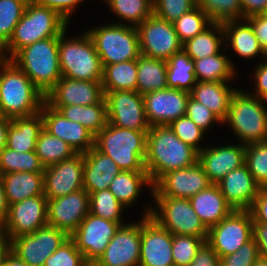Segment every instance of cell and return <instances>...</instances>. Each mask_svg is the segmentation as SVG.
<instances>
[{
    "label": "cell",
    "instance_id": "1",
    "mask_svg": "<svg viewBox=\"0 0 267 266\" xmlns=\"http://www.w3.org/2000/svg\"><path fill=\"white\" fill-rule=\"evenodd\" d=\"M198 152L181 141L169 125H153L147 132L145 169L154 185L164 174L192 166Z\"/></svg>",
    "mask_w": 267,
    "mask_h": 266
},
{
    "label": "cell",
    "instance_id": "2",
    "mask_svg": "<svg viewBox=\"0 0 267 266\" xmlns=\"http://www.w3.org/2000/svg\"><path fill=\"white\" fill-rule=\"evenodd\" d=\"M0 113L4 118L28 117L40 112L45 96L10 59H0Z\"/></svg>",
    "mask_w": 267,
    "mask_h": 266
},
{
    "label": "cell",
    "instance_id": "3",
    "mask_svg": "<svg viewBox=\"0 0 267 266\" xmlns=\"http://www.w3.org/2000/svg\"><path fill=\"white\" fill-rule=\"evenodd\" d=\"M68 23L56 10L29 0L11 39L0 50L1 58L11 59L27 45L50 37H59L67 29Z\"/></svg>",
    "mask_w": 267,
    "mask_h": 266
},
{
    "label": "cell",
    "instance_id": "4",
    "mask_svg": "<svg viewBox=\"0 0 267 266\" xmlns=\"http://www.w3.org/2000/svg\"><path fill=\"white\" fill-rule=\"evenodd\" d=\"M59 37L36 41L20 49L13 61L46 96L62 77L58 55Z\"/></svg>",
    "mask_w": 267,
    "mask_h": 266
},
{
    "label": "cell",
    "instance_id": "5",
    "mask_svg": "<svg viewBox=\"0 0 267 266\" xmlns=\"http://www.w3.org/2000/svg\"><path fill=\"white\" fill-rule=\"evenodd\" d=\"M147 132L107 125L95 136L94 146L122 171H146Z\"/></svg>",
    "mask_w": 267,
    "mask_h": 266
},
{
    "label": "cell",
    "instance_id": "6",
    "mask_svg": "<svg viewBox=\"0 0 267 266\" xmlns=\"http://www.w3.org/2000/svg\"><path fill=\"white\" fill-rule=\"evenodd\" d=\"M265 101L237 89L231 97L223 124H229L240 143L248 145L267 141V106Z\"/></svg>",
    "mask_w": 267,
    "mask_h": 266
},
{
    "label": "cell",
    "instance_id": "7",
    "mask_svg": "<svg viewBox=\"0 0 267 266\" xmlns=\"http://www.w3.org/2000/svg\"><path fill=\"white\" fill-rule=\"evenodd\" d=\"M66 30L59 36L58 55L62 76L85 81H102L103 66L94 43L85 31L81 36L66 39Z\"/></svg>",
    "mask_w": 267,
    "mask_h": 266
},
{
    "label": "cell",
    "instance_id": "8",
    "mask_svg": "<svg viewBox=\"0 0 267 266\" xmlns=\"http://www.w3.org/2000/svg\"><path fill=\"white\" fill-rule=\"evenodd\" d=\"M86 32L94 43L103 67L137 60L141 55L137 29L127 23H111Z\"/></svg>",
    "mask_w": 267,
    "mask_h": 266
},
{
    "label": "cell",
    "instance_id": "9",
    "mask_svg": "<svg viewBox=\"0 0 267 266\" xmlns=\"http://www.w3.org/2000/svg\"><path fill=\"white\" fill-rule=\"evenodd\" d=\"M152 197L157 206L148 207L143 216H150L172 235H190L207 239L208 229L193 210L189 199Z\"/></svg>",
    "mask_w": 267,
    "mask_h": 266
},
{
    "label": "cell",
    "instance_id": "10",
    "mask_svg": "<svg viewBox=\"0 0 267 266\" xmlns=\"http://www.w3.org/2000/svg\"><path fill=\"white\" fill-rule=\"evenodd\" d=\"M253 238V218L249 210H234L208 229L206 242L219 257L236 252Z\"/></svg>",
    "mask_w": 267,
    "mask_h": 266
},
{
    "label": "cell",
    "instance_id": "11",
    "mask_svg": "<svg viewBox=\"0 0 267 266\" xmlns=\"http://www.w3.org/2000/svg\"><path fill=\"white\" fill-rule=\"evenodd\" d=\"M141 55L168 60L182 50L173 23L152 14L136 27Z\"/></svg>",
    "mask_w": 267,
    "mask_h": 266
},
{
    "label": "cell",
    "instance_id": "12",
    "mask_svg": "<svg viewBox=\"0 0 267 266\" xmlns=\"http://www.w3.org/2000/svg\"><path fill=\"white\" fill-rule=\"evenodd\" d=\"M88 213L77 230L70 236L86 262L93 266L103 255L106 247L121 225Z\"/></svg>",
    "mask_w": 267,
    "mask_h": 266
},
{
    "label": "cell",
    "instance_id": "13",
    "mask_svg": "<svg viewBox=\"0 0 267 266\" xmlns=\"http://www.w3.org/2000/svg\"><path fill=\"white\" fill-rule=\"evenodd\" d=\"M68 238L64 231L47 224L31 234L13 238L11 251L29 266H44L45 260Z\"/></svg>",
    "mask_w": 267,
    "mask_h": 266
},
{
    "label": "cell",
    "instance_id": "14",
    "mask_svg": "<svg viewBox=\"0 0 267 266\" xmlns=\"http://www.w3.org/2000/svg\"><path fill=\"white\" fill-rule=\"evenodd\" d=\"M48 199L44 195L26 198L9 205L8 216L0 231L11 241L31 234L48 224Z\"/></svg>",
    "mask_w": 267,
    "mask_h": 266
},
{
    "label": "cell",
    "instance_id": "15",
    "mask_svg": "<svg viewBox=\"0 0 267 266\" xmlns=\"http://www.w3.org/2000/svg\"><path fill=\"white\" fill-rule=\"evenodd\" d=\"M108 122L119 128L148 131L143 95L137 91L104 92Z\"/></svg>",
    "mask_w": 267,
    "mask_h": 266
},
{
    "label": "cell",
    "instance_id": "16",
    "mask_svg": "<svg viewBox=\"0 0 267 266\" xmlns=\"http://www.w3.org/2000/svg\"><path fill=\"white\" fill-rule=\"evenodd\" d=\"M212 183L203 167L197 161L190 167L177 169L164 174L150 190L152 196H168L190 199Z\"/></svg>",
    "mask_w": 267,
    "mask_h": 266
},
{
    "label": "cell",
    "instance_id": "17",
    "mask_svg": "<svg viewBox=\"0 0 267 266\" xmlns=\"http://www.w3.org/2000/svg\"><path fill=\"white\" fill-rule=\"evenodd\" d=\"M84 154L48 166L43 173L44 196L55 199L83 189Z\"/></svg>",
    "mask_w": 267,
    "mask_h": 266
},
{
    "label": "cell",
    "instance_id": "18",
    "mask_svg": "<svg viewBox=\"0 0 267 266\" xmlns=\"http://www.w3.org/2000/svg\"><path fill=\"white\" fill-rule=\"evenodd\" d=\"M141 219L121 225L93 266H139Z\"/></svg>",
    "mask_w": 267,
    "mask_h": 266
},
{
    "label": "cell",
    "instance_id": "19",
    "mask_svg": "<svg viewBox=\"0 0 267 266\" xmlns=\"http://www.w3.org/2000/svg\"><path fill=\"white\" fill-rule=\"evenodd\" d=\"M173 235L150 216L141 219L139 266H174Z\"/></svg>",
    "mask_w": 267,
    "mask_h": 266
},
{
    "label": "cell",
    "instance_id": "20",
    "mask_svg": "<svg viewBox=\"0 0 267 266\" xmlns=\"http://www.w3.org/2000/svg\"><path fill=\"white\" fill-rule=\"evenodd\" d=\"M89 213V193L78 190L48 200V225L64 231L69 237Z\"/></svg>",
    "mask_w": 267,
    "mask_h": 266
},
{
    "label": "cell",
    "instance_id": "21",
    "mask_svg": "<svg viewBox=\"0 0 267 266\" xmlns=\"http://www.w3.org/2000/svg\"><path fill=\"white\" fill-rule=\"evenodd\" d=\"M189 97V92L173 88L144 94L145 114L149 125H169L185 116Z\"/></svg>",
    "mask_w": 267,
    "mask_h": 266
},
{
    "label": "cell",
    "instance_id": "22",
    "mask_svg": "<svg viewBox=\"0 0 267 266\" xmlns=\"http://www.w3.org/2000/svg\"><path fill=\"white\" fill-rule=\"evenodd\" d=\"M40 113L43 118V128L52 136L67 142L75 153L84 154L94 147L95 136L87 128L66 119L46 101L43 102Z\"/></svg>",
    "mask_w": 267,
    "mask_h": 266
},
{
    "label": "cell",
    "instance_id": "23",
    "mask_svg": "<svg viewBox=\"0 0 267 266\" xmlns=\"http://www.w3.org/2000/svg\"><path fill=\"white\" fill-rule=\"evenodd\" d=\"M105 98L101 81H85L62 76L45 96L50 106L93 105Z\"/></svg>",
    "mask_w": 267,
    "mask_h": 266
},
{
    "label": "cell",
    "instance_id": "24",
    "mask_svg": "<svg viewBox=\"0 0 267 266\" xmlns=\"http://www.w3.org/2000/svg\"><path fill=\"white\" fill-rule=\"evenodd\" d=\"M198 162L204 169L209 181L217 184L229 172L245 163V145H222L205 147L198 153Z\"/></svg>",
    "mask_w": 267,
    "mask_h": 266
},
{
    "label": "cell",
    "instance_id": "25",
    "mask_svg": "<svg viewBox=\"0 0 267 266\" xmlns=\"http://www.w3.org/2000/svg\"><path fill=\"white\" fill-rule=\"evenodd\" d=\"M217 185L234 210H249L261 189L245 164L229 172Z\"/></svg>",
    "mask_w": 267,
    "mask_h": 266
},
{
    "label": "cell",
    "instance_id": "26",
    "mask_svg": "<svg viewBox=\"0 0 267 266\" xmlns=\"http://www.w3.org/2000/svg\"><path fill=\"white\" fill-rule=\"evenodd\" d=\"M122 170L95 146L84 153L83 189L94 193L109 189L114 177Z\"/></svg>",
    "mask_w": 267,
    "mask_h": 266
},
{
    "label": "cell",
    "instance_id": "27",
    "mask_svg": "<svg viewBox=\"0 0 267 266\" xmlns=\"http://www.w3.org/2000/svg\"><path fill=\"white\" fill-rule=\"evenodd\" d=\"M189 200L193 210L207 229L215 226L234 211L217 184L210 185Z\"/></svg>",
    "mask_w": 267,
    "mask_h": 266
},
{
    "label": "cell",
    "instance_id": "28",
    "mask_svg": "<svg viewBox=\"0 0 267 266\" xmlns=\"http://www.w3.org/2000/svg\"><path fill=\"white\" fill-rule=\"evenodd\" d=\"M244 22V23H243ZM241 23V24H239ZM224 41L228 42L234 52L245 59H251L261 54L267 58L258 39L255 37L251 24L246 19L228 21L222 24Z\"/></svg>",
    "mask_w": 267,
    "mask_h": 266
},
{
    "label": "cell",
    "instance_id": "29",
    "mask_svg": "<svg viewBox=\"0 0 267 266\" xmlns=\"http://www.w3.org/2000/svg\"><path fill=\"white\" fill-rule=\"evenodd\" d=\"M227 84L228 82L197 81L190 96L204 104L223 122L228 114L231 97L237 90Z\"/></svg>",
    "mask_w": 267,
    "mask_h": 266
},
{
    "label": "cell",
    "instance_id": "30",
    "mask_svg": "<svg viewBox=\"0 0 267 266\" xmlns=\"http://www.w3.org/2000/svg\"><path fill=\"white\" fill-rule=\"evenodd\" d=\"M44 172H12L1 174L8 205L26 198L44 195Z\"/></svg>",
    "mask_w": 267,
    "mask_h": 266
},
{
    "label": "cell",
    "instance_id": "31",
    "mask_svg": "<svg viewBox=\"0 0 267 266\" xmlns=\"http://www.w3.org/2000/svg\"><path fill=\"white\" fill-rule=\"evenodd\" d=\"M43 129L41 113L11 119L7 134V148L17 152L35 151L38 136Z\"/></svg>",
    "mask_w": 267,
    "mask_h": 266
},
{
    "label": "cell",
    "instance_id": "32",
    "mask_svg": "<svg viewBox=\"0 0 267 266\" xmlns=\"http://www.w3.org/2000/svg\"><path fill=\"white\" fill-rule=\"evenodd\" d=\"M66 119L80 123L96 136L108 123L105 98L93 105L52 106Z\"/></svg>",
    "mask_w": 267,
    "mask_h": 266
},
{
    "label": "cell",
    "instance_id": "33",
    "mask_svg": "<svg viewBox=\"0 0 267 266\" xmlns=\"http://www.w3.org/2000/svg\"><path fill=\"white\" fill-rule=\"evenodd\" d=\"M167 60L140 55L137 59V88L144 95L148 92L162 90L167 86Z\"/></svg>",
    "mask_w": 267,
    "mask_h": 266
},
{
    "label": "cell",
    "instance_id": "34",
    "mask_svg": "<svg viewBox=\"0 0 267 266\" xmlns=\"http://www.w3.org/2000/svg\"><path fill=\"white\" fill-rule=\"evenodd\" d=\"M144 185L153 189L147 171H121L110 183L109 190L123 206L129 207L137 201Z\"/></svg>",
    "mask_w": 267,
    "mask_h": 266
},
{
    "label": "cell",
    "instance_id": "35",
    "mask_svg": "<svg viewBox=\"0 0 267 266\" xmlns=\"http://www.w3.org/2000/svg\"><path fill=\"white\" fill-rule=\"evenodd\" d=\"M223 42L224 30L222 24L212 23L203 32L183 43L182 49L192 60H197L220 53Z\"/></svg>",
    "mask_w": 267,
    "mask_h": 266
},
{
    "label": "cell",
    "instance_id": "36",
    "mask_svg": "<svg viewBox=\"0 0 267 266\" xmlns=\"http://www.w3.org/2000/svg\"><path fill=\"white\" fill-rule=\"evenodd\" d=\"M224 53L193 60L197 81L231 82L235 79V65Z\"/></svg>",
    "mask_w": 267,
    "mask_h": 266
},
{
    "label": "cell",
    "instance_id": "37",
    "mask_svg": "<svg viewBox=\"0 0 267 266\" xmlns=\"http://www.w3.org/2000/svg\"><path fill=\"white\" fill-rule=\"evenodd\" d=\"M102 86L104 92L136 91L137 60L119 62L103 67Z\"/></svg>",
    "mask_w": 267,
    "mask_h": 266
},
{
    "label": "cell",
    "instance_id": "38",
    "mask_svg": "<svg viewBox=\"0 0 267 266\" xmlns=\"http://www.w3.org/2000/svg\"><path fill=\"white\" fill-rule=\"evenodd\" d=\"M166 79L168 88L189 93L197 83L194 61L183 49L167 60Z\"/></svg>",
    "mask_w": 267,
    "mask_h": 266
},
{
    "label": "cell",
    "instance_id": "39",
    "mask_svg": "<svg viewBox=\"0 0 267 266\" xmlns=\"http://www.w3.org/2000/svg\"><path fill=\"white\" fill-rule=\"evenodd\" d=\"M35 153L45 168L69 159L76 154L67 142L52 136L44 128L38 136Z\"/></svg>",
    "mask_w": 267,
    "mask_h": 266
},
{
    "label": "cell",
    "instance_id": "40",
    "mask_svg": "<svg viewBox=\"0 0 267 266\" xmlns=\"http://www.w3.org/2000/svg\"><path fill=\"white\" fill-rule=\"evenodd\" d=\"M111 12L137 27L153 14V0H107Z\"/></svg>",
    "mask_w": 267,
    "mask_h": 266
},
{
    "label": "cell",
    "instance_id": "41",
    "mask_svg": "<svg viewBox=\"0 0 267 266\" xmlns=\"http://www.w3.org/2000/svg\"><path fill=\"white\" fill-rule=\"evenodd\" d=\"M35 151L17 152L5 147L0 152V175L12 172H44Z\"/></svg>",
    "mask_w": 267,
    "mask_h": 266
},
{
    "label": "cell",
    "instance_id": "42",
    "mask_svg": "<svg viewBox=\"0 0 267 266\" xmlns=\"http://www.w3.org/2000/svg\"><path fill=\"white\" fill-rule=\"evenodd\" d=\"M196 6L210 17L212 23L243 19L240 0H196Z\"/></svg>",
    "mask_w": 267,
    "mask_h": 266
},
{
    "label": "cell",
    "instance_id": "43",
    "mask_svg": "<svg viewBox=\"0 0 267 266\" xmlns=\"http://www.w3.org/2000/svg\"><path fill=\"white\" fill-rule=\"evenodd\" d=\"M29 0H0V50L11 39Z\"/></svg>",
    "mask_w": 267,
    "mask_h": 266
},
{
    "label": "cell",
    "instance_id": "44",
    "mask_svg": "<svg viewBox=\"0 0 267 266\" xmlns=\"http://www.w3.org/2000/svg\"><path fill=\"white\" fill-rule=\"evenodd\" d=\"M211 24L210 17L198 6L184 13L173 22L174 29L182 44L203 32Z\"/></svg>",
    "mask_w": 267,
    "mask_h": 266
},
{
    "label": "cell",
    "instance_id": "45",
    "mask_svg": "<svg viewBox=\"0 0 267 266\" xmlns=\"http://www.w3.org/2000/svg\"><path fill=\"white\" fill-rule=\"evenodd\" d=\"M123 206L109 189L89 193V213L106 220L123 223L121 213Z\"/></svg>",
    "mask_w": 267,
    "mask_h": 266
},
{
    "label": "cell",
    "instance_id": "46",
    "mask_svg": "<svg viewBox=\"0 0 267 266\" xmlns=\"http://www.w3.org/2000/svg\"><path fill=\"white\" fill-rule=\"evenodd\" d=\"M255 182L267 189V141L245 145V163Z\"/></svg>",
    "mask_w": 267,
    "mask_h": 266
},
{
    "label": "cell",
    "instance_id": "47",
    "mask_svg": "<svg viewBox=\"0 0 267 266\" xmlns=\"http://www.w3.org/2000/svg\"><path fill=\"white\" fill-rule=\"evenodd\" d=\"M206 239L190 235H173L172 258L174 266H188Z\"/></svg>",
    "mask_w": 267,
    "mask_h": 266
},
{
    "label": "cell",
    "instance_id": "48",
    "mask_svg": "<svg viewBox=\"0 0 267 266\" xmlns=\"http://www.w3.org/2000/svg\"><path fill=\"white\" fill-rule=\"evenodd\" d=\"M44 266H90L83 254L77 249L74 241L69 237L51 254Z\"/></svg>",
    "mask_w": 267,
    "mask_h": 266
},
{
    "label": "cell",
    "instance_id": "49",
    "mask_svg": "<svg viewBox=\"0 0 267 266\" xmlns=\"http://www.w3.org/2000/svg\"><path fill=\"white\" fill-rule=\"evenodd\" d=\"M174 134L198 153L204 148L200 141L206 132L199 128L189 117L182 116L169 124Z\"/></svg>",
    "mask_w": 267,
    "mask_h": 266
},
{
    "label": "cell",
    "instance_id": "50",
    "mask_svg": "<svg viewBox=\"0 0 267 266\" xmlns=\"http://www.w3.org/2000/svg\"><path fill=\"white\" fill-rule=\"evenodd\" d=\"M195 6L196 0H153V14L173 23Z\"/></svg>",
    "mask_w": 267,
    "mask_h": 266
},
{
    "label": "cell",
    "instance_id": "51",
    "mask_svg": "<svg viewBox=\"0 0 267 266\" xmlns=\"http://www.w3.org/2000/svg\"><path fill=\"white\" fill-rule=\"evenodd\" d=\"M259 258L258 243L252 238L236 252L220 257V266H253Z\"/></svg>",
    "mask_w": 267,
    "mask_h": 266
},
{
    "label": "cell",
    "instance_id": "52",
    "mask_svg": "<svg viewBox=\"0 0 267 266\" xmlns=\"http://www.w3.org/2000/svg\"><path fill=\"white\" fill-rule=\"evenodd\" d=\"M186 116L205 132L210 129L213 123L223 124L209 108L194 100L191 96L187 102Z\"/></svg>",
    "mask_w": 267,
    "mask_h": 266
},
{
    "label": "cell",
    "instance_id": "53",
    "mask_svg": "<svg viewBox=\"0 0 267 266\" xmlns=\"http://www.w3.org/2000/svg\"><path fill=\"white\" fill-rule=\"evenodd\" d=\"M36 4L56 10L68 22L75 8L84 0H32Z\"/></svg>",
    "mask_w": 267,
    "mask_h": 266
},
{
    "label": "cell",
    "instance_id": "54",
    "mask_svg": "<svg viewBox=\"0 0 267 266\" xmlns=\"http://www.w3.org/2000/svg\"><path fill=\"white\" fill-rule=\"evenodd\" d=\"M253 223L267 225V189H260L251 208Z\"/></svg>",
    "mask_w": 267,
    "mask_h": 266
},
{
    "label": "cell",
    "instance_id": "55",
    "mask_svg": "<svg viewBox=\"0 0 267 266\" xmlns=\"http://www.w3.org/2000/svg\"><path fill=\"white\" fill-rule=\"evenodd\" d=\"M188 266H220V257L212 247L205 242Z\"/></svg>",
    "mask_w": 267,
    "mask_h": 266
},
{
    "label": "cell",
    "instance_id": "56",
    "mask_svg": "<svg viewBox=\"0 0 267 266\" xmlns=\"http://www.w3.org/2000/svg\"><path fill=\"white\" fill-rule=\"evenodd\" d=\"M246 20L251 24L255 37L267 53V17L264 14H259L250 16Z\"/></svg>",
    "mask_w": 267,
    "mask_h": 266
},
{
    "label": "cell",
    "instance_id": "57",
    "mask_svg": "<svg viewBox=\"0 0 267 266\" xmlns=\"http://www.w3.org/2000/svg\"><path fill=\"white\" fill-rule=\"evenodd\" d=\"M264 61H260L261 63L254 69L256 91L252 94L262 100L267 98V58Z\"/></svg>",
    "mask_w": 267,
    "mask_h": 266
},
{
    "label": "cell",
    "instance_id": "58",
    "mask_svg": "<svg viewBox=\"0 0 267 266\" xmlns=\"http://www.w3.org/2000/svg\"><path fill=\"white\" fill-rule=\"evenodd\" d=\"M243 19L250 16L264 14L267 10V0H240Z\"/></svg>",
    "mask_w": 267,
    "mask_h": 266
},
{
    "label": "cell",
    "instance_id": "59",
    "mask_svg": "<svg viewBox=\"0 0 267 266\" xmlns=\"http://www.w3.org/2000/svg\"><path fill=\"white\" fill-rule=\"evenodd\" d=\"M253 238L258 243L260 258L267 260V225L253 223Z\"/></svg>",
    "mask_w": 267,
    "mask_h": 266
},
{
    "label": "cell",
    "instance_id": "60",
    "mask_svg": "<svg viewBox=\"0 0 267 266\" xmlns=\"http://www.w3.org/2000/svg\"><path fill=\"white\" fill-rule=\"evenodd\" d=\"M9 205L4 192V185L0 175V228L8 216Z\"/></svg>",
    "mask_w": 267,
    "mask_h": 266
},
{
    "label": "cell",
    "instance_id": "61",
    "mask_svg": "<svg viewBox=\"0 0 267 266\" xmlns=\"http://www.w3.org/2000/svg\"><path fill=\"white\" fill-rule=\"evenodd\" d=\"M11 124V119L0 117V152L7 145V134L9 125Z\"/></svg>",
    "mask_w": 267,
    "mask_h": 266
},
{
    "label": "cell",
    "instance_id": "62",
    "mask_svg": "<svg viewBox=\"0 0 267 266\" xmlns=\"http://www.w3.org/2000/svg\"><path fill=\"white\" fill-rule=\"evenodd\" d=\"M11 251L10 240L0 231V266L3 265L6 256Z\"/></svg>",
    "mask_w": 267,
    "mask_h": 266
},
{
    "label": "cell",
    "instance_id": "63",
    "mask_svg": "<svg viewBox=\"0 0 267 266\" xmlns=\"http://www.w3.org/2000/svg\"><path fill=\"white\" fill-rule=\"evenodd\" d=\"M2 266H29L12 251L6 256Z\"/></svg>",
    "mask_w": 267,
    "mask_h": 266
},
{
    "label": "cell",
    "instance_id": "64",
    "mask_svg": "<svg viewBox=\"0 0 267 266\" xmlns=\"http://www.w3.org/2000/svg\"><path fill=\"white\" fill-rule=\"evenodd\" d=\"M253 266H267V260L263 258H259Z\"/></svg>",
    "mask_w": 267,
    "mask_h": 266
}]
</instances>
